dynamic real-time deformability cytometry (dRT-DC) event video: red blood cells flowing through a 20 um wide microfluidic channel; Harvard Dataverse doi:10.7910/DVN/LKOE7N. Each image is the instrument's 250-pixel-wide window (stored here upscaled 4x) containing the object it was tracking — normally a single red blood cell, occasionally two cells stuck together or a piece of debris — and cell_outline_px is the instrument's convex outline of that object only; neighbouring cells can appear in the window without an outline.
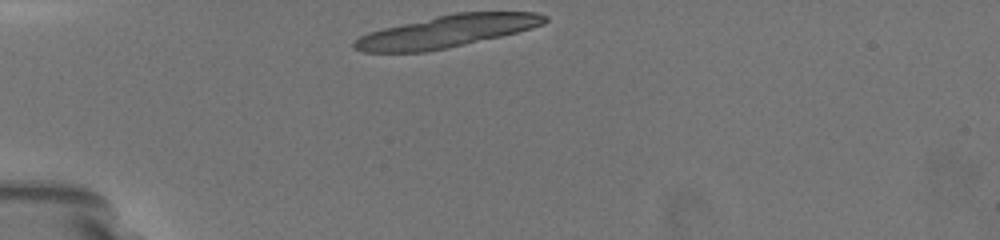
{"species": "common noctule bat (a hibernating species)", "species_latin": "Nyctalus noctula", "temperature_condition": "warm", "stored_images_in_passage": 23, "camera_frame_rate_fps": 3000, "um_per_image_px": 0.085, "animal": {"sex": "female", "body_mass_g": 19.5, "forearm_length_mm": 54.1}, "frame": {"image": 1, "passage_image": 1, "time_ms": 0.0, "image_size_px": [1000, 240], "cell_outline_px": [[548, 20], [544, 24], [532, 28], [500, 36], [444, 48], [424, 52], [364, 52], [352, 48], [352, 44], [360, 36], [368, 32], [384, 28], [436, 16], [456, 12], [536, 12], [548, 16]], "centroid_in_image_um": [37.98, 2.66], "position_along_channel_um": 47.0, "area_um2": 35.2}}
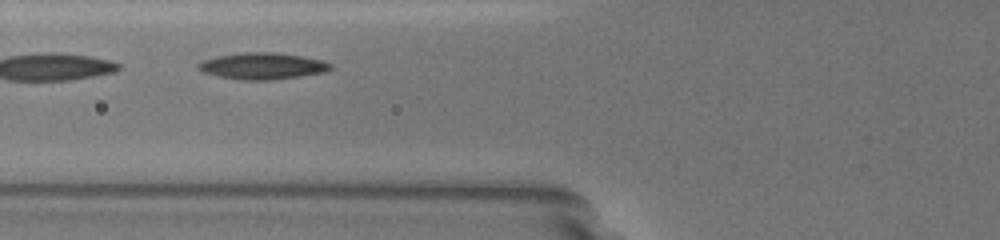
{"frame": {"image": 2, "passage_image": 7, "time_ms": 2.667, "image_size_px": [1000, 240], "cell_outline_px": [[332, 68], [324, 72], [268, 80], [240, 80], [220, 76], [204, 72], [196, 68], [196, 64], [200, 60], [216, 56], [244, 52], [276, 52], [304, 56], [320, 60], [332, 64]], "centroid_in_image_um": [22.25, 5.59], "position_along_channel_um": 103.6, "area_um2": 20.4}}